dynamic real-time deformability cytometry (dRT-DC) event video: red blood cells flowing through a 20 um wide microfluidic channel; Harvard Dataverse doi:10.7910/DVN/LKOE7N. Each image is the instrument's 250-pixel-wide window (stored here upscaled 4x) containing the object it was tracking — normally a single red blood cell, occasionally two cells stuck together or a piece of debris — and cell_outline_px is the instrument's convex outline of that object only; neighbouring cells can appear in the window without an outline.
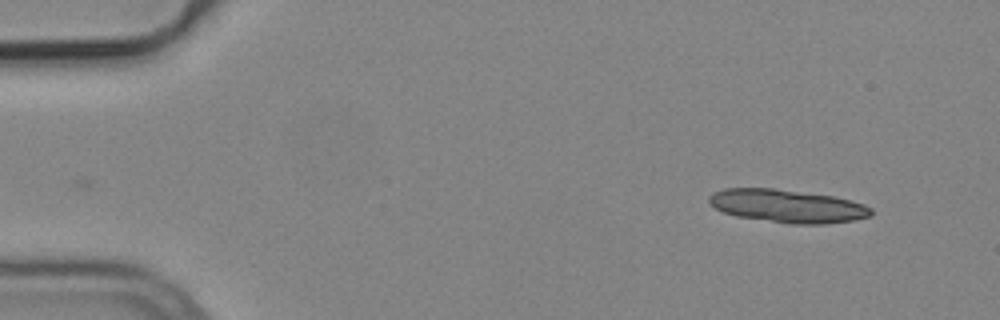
{"species": "common noctule bat (a hibernating species)", "species_latin": "Nyctalus noctula", "temperature_condition": "cold", "stored_images_in_passage": 17, "camera_frame_rate_fps": 3000, "um_per_image_px": 0.085, "animal": {"sex": "male", "body_mass_g": 19.2, "forearm_length_mm": 51.8}, "frame": {"image": 1, "passage_image": 1, "time_ms": 0.0, "image_size_px": [1000, 320], "cell_outline_px": [[872, 216], [856, 220], [824, 224], [788, 224], [736, 216], [724, 212], [716, 208], [708, 200], [708, 196], [712, 192], [724, 188], [776, 188], [832, 196], [852, 200], [864, 204], [872, 208]], "centroid_in_image_um": [66.95, 17.51], "position_along_channel_um": 18.0, "area_um2": 31.5}}